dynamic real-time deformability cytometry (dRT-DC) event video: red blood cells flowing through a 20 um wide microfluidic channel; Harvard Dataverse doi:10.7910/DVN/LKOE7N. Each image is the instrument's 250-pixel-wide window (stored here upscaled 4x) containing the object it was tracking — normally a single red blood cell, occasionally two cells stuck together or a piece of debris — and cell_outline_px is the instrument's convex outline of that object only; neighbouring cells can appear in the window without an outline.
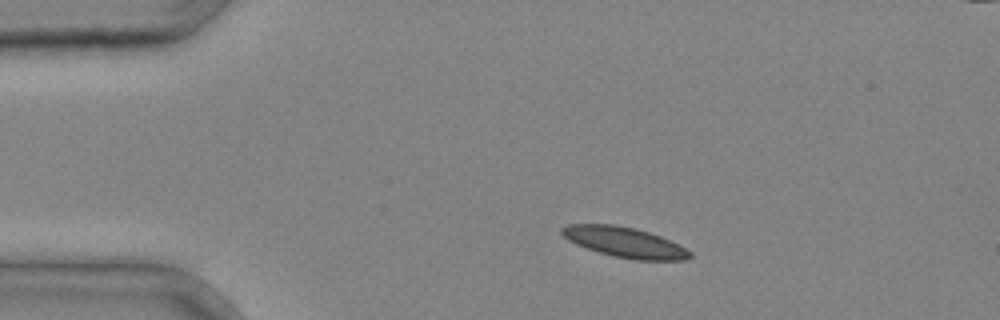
{"species": "common noctule bat (a hibernating species)", "species_latin": "Nyctalus noctula", "temperature_condition": "cold", "stored_images_in_passage": 1, "camera_frame_rate_fps": 3000, "um_per_image_px": 0.085, "animal": {"sex": "male", "body_mass_g": 20.4}, "frame": {"image": 1, "passage_image": 1, "time_ms": 0.0, "image_size_px": [1000, 320], "cell_outline_px": [[692, 256], [684, 260], [632, 260], [600, 252], [576, 244], [568, 240], [560, 232], [560, 228], [568, 224], [612, 224], [636, 228], [660, 236], [692, 252]], "centroid_in_image_um": [53.07, 20.58], "position_along_channel_um": 31.9, "area_um2": 22.31}}